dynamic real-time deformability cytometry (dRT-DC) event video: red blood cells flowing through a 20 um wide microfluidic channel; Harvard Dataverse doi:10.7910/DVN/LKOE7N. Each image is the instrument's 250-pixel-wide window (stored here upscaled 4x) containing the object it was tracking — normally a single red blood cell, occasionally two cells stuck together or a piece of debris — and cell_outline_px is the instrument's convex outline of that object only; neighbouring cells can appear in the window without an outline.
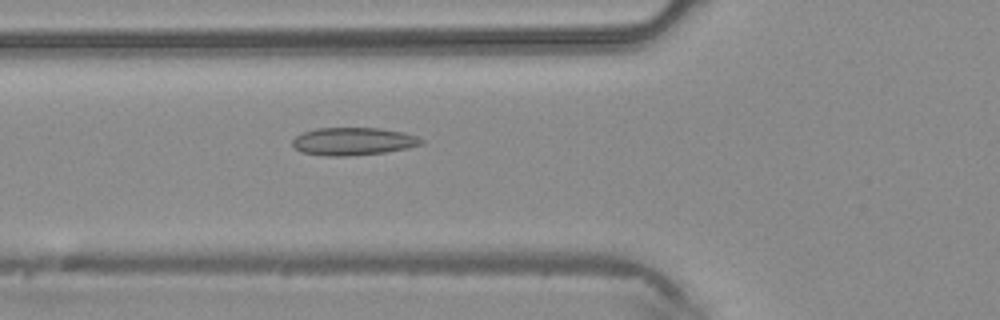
{"species": "common noctule bat (a hibernating species)", "species_latin": "Nyctalus noctula", "temperature_condition": "warm", "stored_images_in_passage": 41, "camera_frame_rate_fps": 3000, "um_per_image_px": 0.085, "animal": {"sex": "male", "body_mass_g": 20.4}, "frame": {"image": 1, "passage_image": 12, "time_ms": 3.667, "image_size_px": [1000, 320], "cell_outline_px": [[424, 144], [408, 148], [384, 152], [348, 156], [324, 156], [300, 152], [292, 144], [292, 140], [296, 136], [304, 132], [316, 128], [380, 128], [404, 132], [416, 136], [424, 140]], "centroid_in_image_um": [30.03, 12.02], "position_along_channel_um": 95.8, "area_um2": 20.92}}
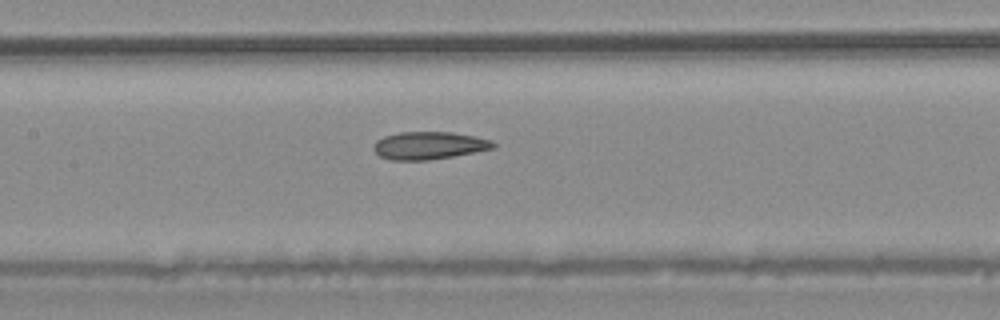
{"frame": {"image": 2, "passage_image": 17, "time_ms": 5.333, "image_size_px": [1000, 320], "cell_outline_px": [[496, 148], [452, 156], [428, 160], [388, 160], [380, 156], [372, 148], [376, 140], [384, 136], [400, 132], [452, 132], [492, 140], [496, 144]], "centroid_in_image_um": [36.45, 12.37], "position_along_channel_um": 171.0, "area_um2": 19.25}}
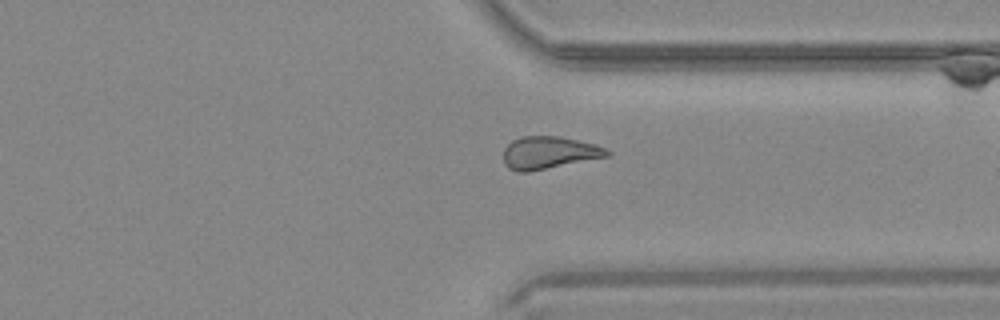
{"frame": {"image": 3, "passage_image": 30, "time_ms": 9.667, "image_size_px": [1000, 320], "cell_outline_px": [[612, 152], [608, 156], [528, 172], [516, 172], [508, 168], [504, 164], [504, 148], [512, 140], [520, 136], [560, 136], [596, 144]], "centroid_in_image_um": [46.63, 12.97], "position_along_channel_um": 364.8, "area_um2": 19.65}}